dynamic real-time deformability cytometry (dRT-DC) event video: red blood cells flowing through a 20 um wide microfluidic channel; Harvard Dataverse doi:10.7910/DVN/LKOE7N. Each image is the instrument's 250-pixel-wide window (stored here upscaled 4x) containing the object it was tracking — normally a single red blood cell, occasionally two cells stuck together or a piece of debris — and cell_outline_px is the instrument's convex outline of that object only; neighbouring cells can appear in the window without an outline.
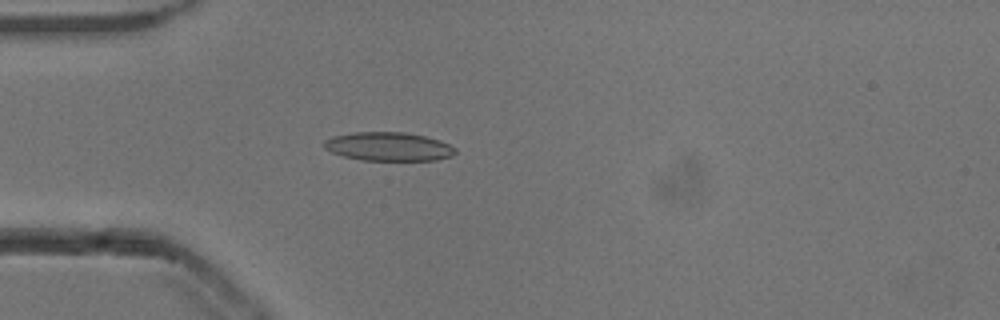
{"species": "common noctule bat (a hibernating species)", "species_latin": "Nyctalus noctula", "temperature_condition": "cold", "stored_images_in_passage": 52, "camera_frame_rate_fps": 3000, "um_per_image_px": 0.085, "animal": {"sex": "male", "body_mass_g": 13.3}, "frame": {"image": 1, "passage_image": 14, "time_ms": 4.333, "image_size_px": [1000, 320], "cell_outline_px": [[456, 152], [452, 156], [436, 160], [360, 160], [344, 156], [332, 152], [324, 148], [324, 140], [332, 136], [352, 132], [404, 132], [424, 136], [440, 140], [456, 148]], "centroid_in_image_um": [33.02, 12.45], "position_along_channel_um": 52.0, "area_um2": 21.96}}
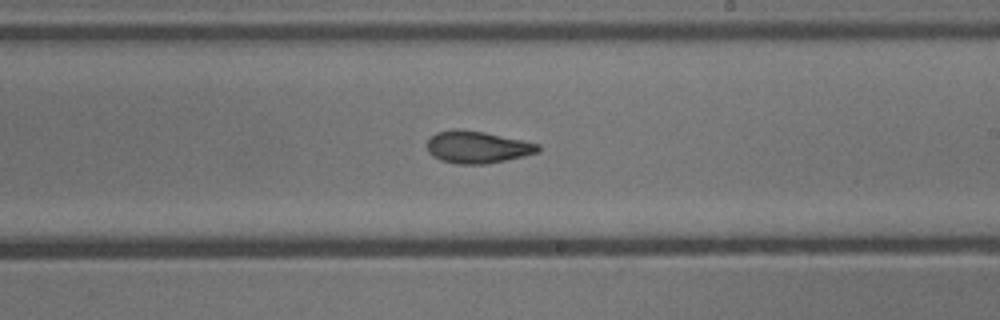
{"frame": {"image": 2, "passage_image": 30, "time_ms": 9.667, "image_size_px": [1000, 320], "cell_outline_px": [[540, 152], [524, 156], [484, 164], [456, 164], [440, 160], [432, 156], [428, 152], [428, 140], [436, 132], [456, 128], [484, 132], [540, 144]], "centroid_in_image_um": [40.56, 12.5], "position_along_channel_um": 248.4, "area_um2": 20.75}}
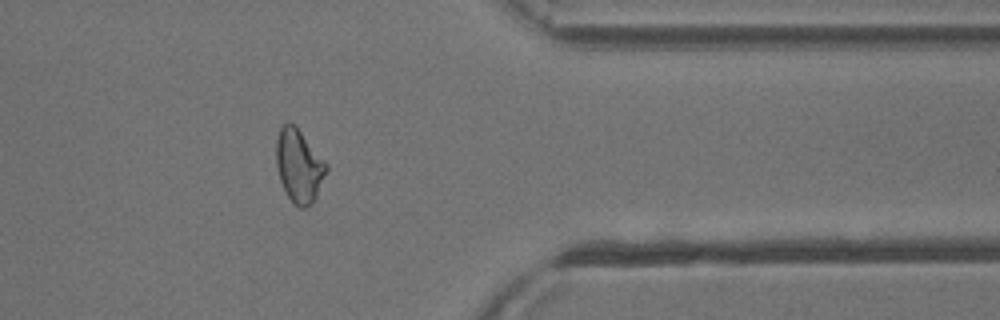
{"frame": {"image": 3, "passage_image": 42, "time_ms": 13.667, "image_size_px": [1000, 320], "cell_outline_px": [[328, 168], [316, 196], [312, 204], [304, 208], [300, 208], [288, 196], [280, 180], [276, 164], [276, 140], [280, 128], [288, 120], [296, 124], [328, 164]], "centroid_in_image_um": [25.42, 14.04], "position_along_channel_um": 386.0, "area_um2": 21.44}, "authors_computed_cell_mechanics": {"area_um2": 21.1548, "velocity_mm_per_s": 3.8425, "shape_relaxation_time_tau1_ms": 8.5159, "shape_relaxation_time_tau2_ms": 2.4466, "deformation_change_tau1": 0.1885, "deformation_change_tau2": 0.0903}}